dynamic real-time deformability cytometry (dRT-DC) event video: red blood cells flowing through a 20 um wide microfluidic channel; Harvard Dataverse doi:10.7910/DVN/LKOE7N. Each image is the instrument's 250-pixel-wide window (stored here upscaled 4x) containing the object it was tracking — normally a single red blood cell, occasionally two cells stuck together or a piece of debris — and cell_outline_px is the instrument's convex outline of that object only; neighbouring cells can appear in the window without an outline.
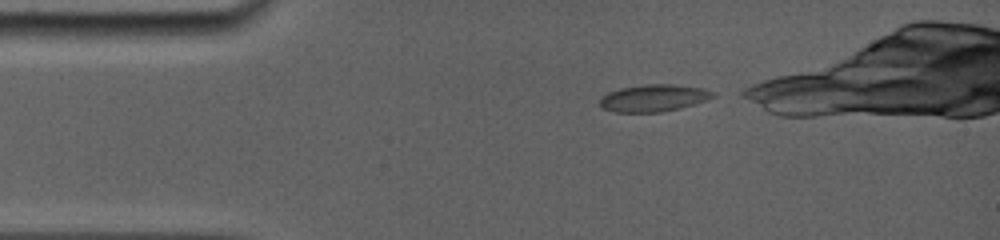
{"species": "common noctule bat (a hibernating species)", "species_latin": "Nyctalus noctula", "temperature_condition": "room temperature", "stored_images_in_passage": 25, "camera_frame_rate_fps": 5000, "um_per_image_px": 0.085, "animal": {"sex": "female", "body_mass_g": 19.0, "forearm_length_mm": 56.7}, "frame": {"image": 1, "passage_image": 1, "time_ms": 0.0, "image_size_px": [1000, 240], "cell_outline_px": [[716, 96], [708, 100], [680, 108], [660, 112], [612, 112], [600, 108], [600, 96], [608, 92], [620, 88], [644, 84], [672, 84], [704, 88], [716, 92]], "centroid_in_image_um": [55.56, 8.33], "position_along_channel_um": 29.4, "area_um2": 18.15}}
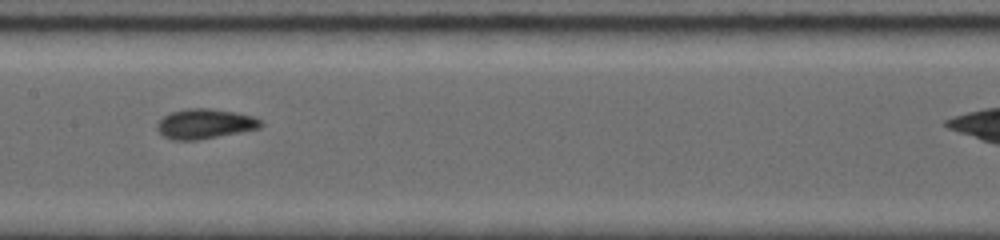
{"frame": {"image": 2, "passage_image": 11, "time_ms": 5.2, "image_size_px": [1000, 240], "cell_outline_px": [[264, 124], [260, 128], [240, 132], [196, 140], [172, 140], [164, 136], [156, 128], [156, 124], [164, 116], [172, 112], [188, 108], [208, 108], [236, 112], [252, 116], [260, 120]], "centroid_in_image_um": [17.41, 10.52], "position_along_channel_um": 190.0, "area_um2": 17.92}}
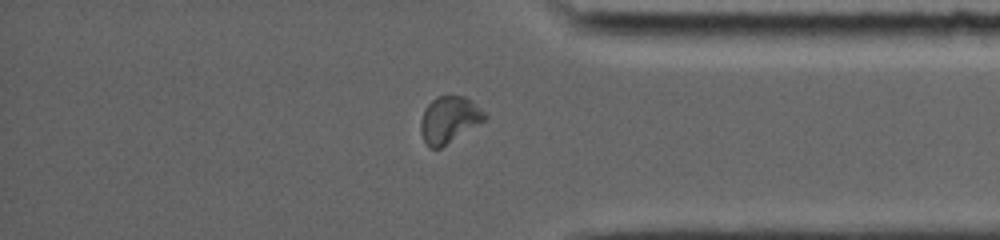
{"frame": {"image": 3, "passage_image": 21, "time_ms": 10.6, "image_size_px": [1000, 240], "cell_outline_px": [[488, 116], [484, 120], [440, 148], [428, 148], [420, 132], [420, 120], [428, 104], [436, 96], [464, 96], [484, 112]], "centroid_in_image_um": [38.13, 10.17], "position_along_channel_um": 397.1, "area_um2": 16.94}}